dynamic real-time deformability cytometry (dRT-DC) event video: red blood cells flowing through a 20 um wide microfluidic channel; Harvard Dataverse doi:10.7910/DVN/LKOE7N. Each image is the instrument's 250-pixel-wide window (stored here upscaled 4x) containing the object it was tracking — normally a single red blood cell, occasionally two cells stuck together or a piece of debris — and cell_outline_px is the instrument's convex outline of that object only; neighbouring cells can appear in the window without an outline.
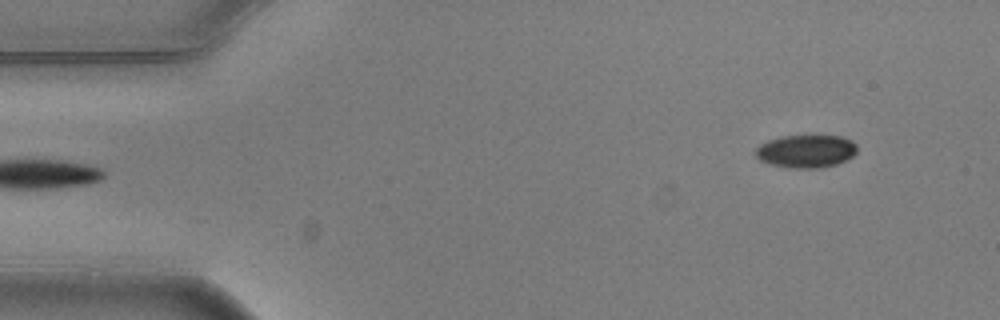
{"species": "common noctule bat (a hibernating species)", "species_latin": "Nyctalus noctula", "temperature_condition": "warm", "stored_images_in_passage": 5, "camera_frame_rate_fps": 3000, "um_per_image_px": 0.085, "animal": {"sex": "male", "body_mass_g": 20.5, "forearm_length_mm": 52.5}, "frame": {"image": 1, "passage_image": 5, "time_ms": 1.333, "image_size_px": [1000, 320], "cell_outline_px": [[856, 152], [852, 156], [836, 164], [820, 168], [788, 168], [768, 164], [760, 160], [756, 156], [756, 148], [760, 144], [768, 140], [784, 136], [840, 136], [852, 140], [856, 144]], "centroid_in_image_um": [68.5, 12.86], "position_along_channel_um": 16.5, "area_um2": 19.42}}